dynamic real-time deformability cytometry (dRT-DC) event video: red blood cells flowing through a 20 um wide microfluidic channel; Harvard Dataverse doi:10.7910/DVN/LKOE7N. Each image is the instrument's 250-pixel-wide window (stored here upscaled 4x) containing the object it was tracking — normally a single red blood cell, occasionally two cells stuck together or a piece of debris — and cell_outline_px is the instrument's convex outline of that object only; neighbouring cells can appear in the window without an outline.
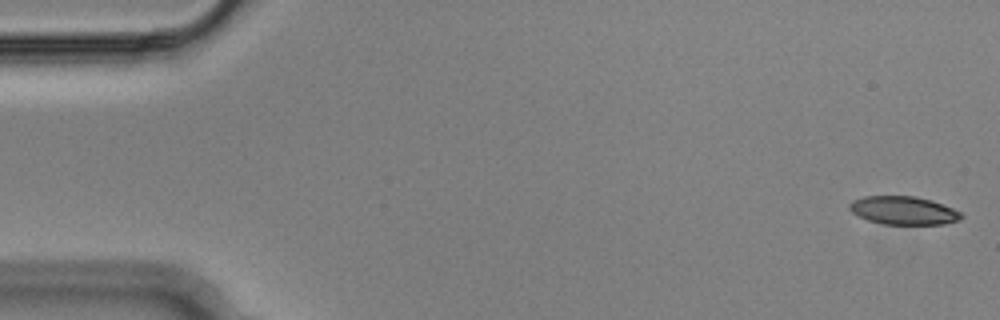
{"species": "Egyptian fruit bat (a non-hibernating species)", "species_latin": "Rousettus aegyptiacus", "temperature_condition": "cold", "stored_images_in_passage": 54, "camera_frame_rate_fps": 3000, "um_per_image_px": 0.085, "animal": {"sex": "male"}, "frame": {"image": 1, "passage_image": 1, "time_ms": 0.0, "image_size_px": [1000, 320], "cell_outline_px": [[964, 216], [956, 220], [944, 224], [884, 224], [868, 220], [852, 212], [848, 208], [848, 204], [852, 200], [864, 196], [916, 196], [932, 200], [952, 208], [960, 212]], "centroid_in_image_um": [76.77, 17.88], "position_along_channel_um": 8.2, "area_um2": 18.32}}
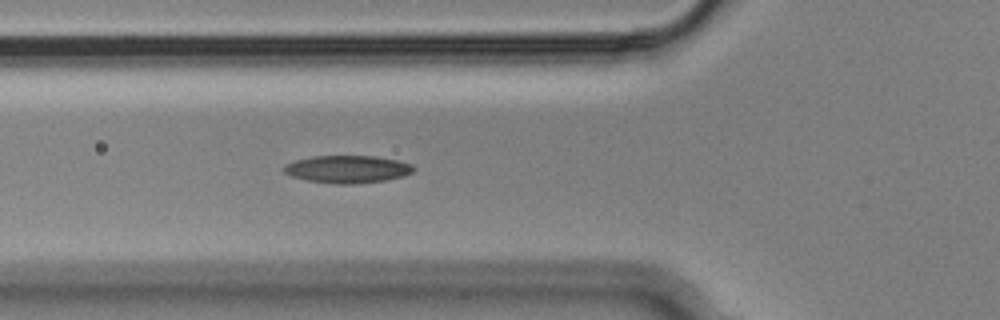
{"frame": {"image": 2, "passage_image": 19, "time_ms": 6.0, "image_size_px": [1000, 320], "cell_outline_px": [[416, 168], [412, 172], [404, 176], [384, 180], [352, 184], [336, 184], [308, 180], [292, 176], [284, 172], [284, 164], [296, 160], [312, 156], [376, 156], [400, 160], [412, 164]], "centroid_in_image_um": [29.57, 14.37], "position_along_channel_um": 96.2, "area_um2": 20.81}}
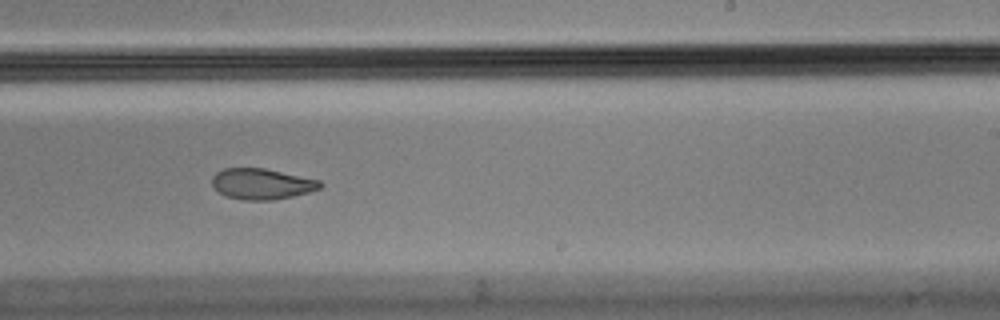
{"frame": {"image": 3, "passage_image": 33, "time_ms": 10.667, "image_size_px": [1000, 320], "cell_outline_px": [[324, 184], [320, 188], [308, 192], [292, 196], [272, 200], [244, 200], [224, 196], [212, 184], [212, 176], [216, 172], [224, 168], [264, 168], [320, 180]], "centroid_in_image_um": [22.24, 15.63], "position_along_channel_um": 266.8, "area_um2": 19.36}, "authors_computed_cell_mechanics": {"area_um2": 20.4034, "velocity_mm_per_s": 3.6467, "shape_relaxation_time_tau1_ms": 4.4717, "shape_relaxation_time_tau2_ms": 5.6441, "deformation_change_tau1": 0.1699, "deformation_change_tau2": 0.1271}}